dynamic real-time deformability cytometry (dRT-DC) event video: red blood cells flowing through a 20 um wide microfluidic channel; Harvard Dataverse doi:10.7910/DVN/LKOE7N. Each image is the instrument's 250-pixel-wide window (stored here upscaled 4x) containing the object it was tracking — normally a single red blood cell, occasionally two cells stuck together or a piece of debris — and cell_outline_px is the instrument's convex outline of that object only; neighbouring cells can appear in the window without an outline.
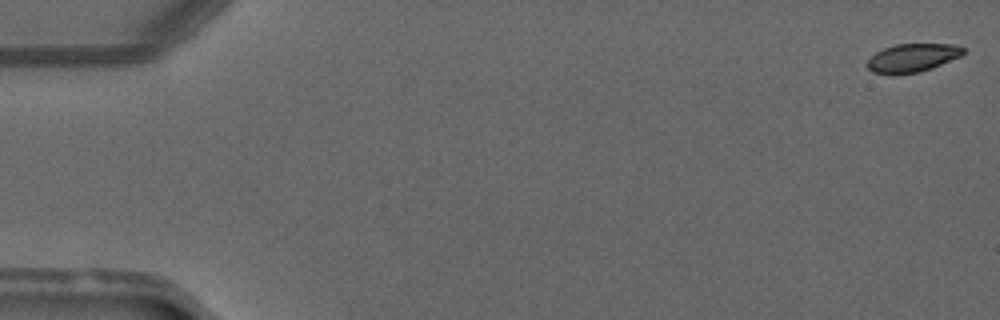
{"species": "common noctule bat (a hibernating species)", "species_latin": "Nyctalus noctula", "temperature_condition": "warm", "stored_images_in_passage": 11, "camera_frame_rate_fps": 3000, "um_per_image_px": 0.085, "animal": {"sex": "male", "forearm_length_mm": 52.5}, "frame": {"image": 1, "passage_image": 1, "time_ms": 0.0, "image_size_px": [1000, 320], "cell_outline_px": [[964, 52], [960, 56], [932, 68], [920, 72], [872, 72], [868, 68], [868, 60], [876, 52], [884, 48], [896, 44], [952, 44], [964, 48]], "centroid_in_image_um": [77.59, 4.88], "position_along_channel_um": 7.4, "area_um2": 15.26}}